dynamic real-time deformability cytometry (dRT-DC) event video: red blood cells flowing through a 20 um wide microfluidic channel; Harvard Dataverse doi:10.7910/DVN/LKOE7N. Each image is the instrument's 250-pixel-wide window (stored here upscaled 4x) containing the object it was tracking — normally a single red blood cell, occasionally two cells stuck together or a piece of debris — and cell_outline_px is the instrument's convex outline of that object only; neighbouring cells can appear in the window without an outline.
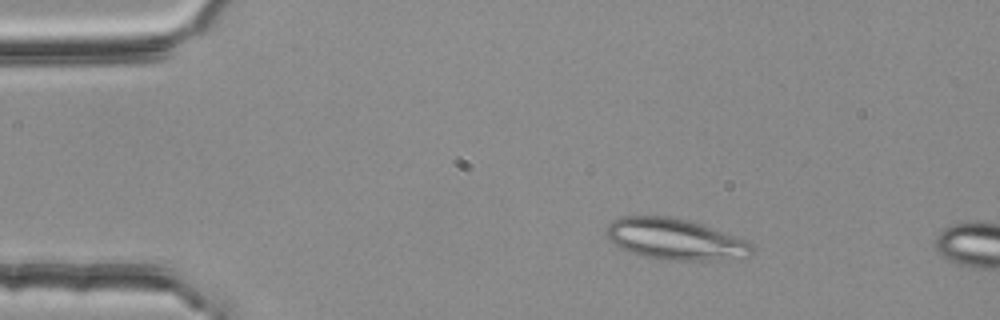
{"species": "common noctule bat (a hibernating species)", "species_latin": "Nyctalus noctula", "temperature_condition": "room temperature", "stored_images_in_passage": 6, "camera_frame_rate_fps": 3000, "um_per_image_px": 0.085, "animal": {"sex": "female", "body_mass_g": 25.1}, "frame": {"image": 1, "passage_image": 1, "time_ms": 0.0, "image_size_px": [1000, 320], "cell_outline_px": [[752, 256], [704, 260], [660, 260], [644, 256], [620, 248], [608, 240], [608, 224], [612, 220], [620, 216], [668, 216], [688, 220], [700, 224], [744, 240], [752, 244]], "centroid_in_image_um": [57.32, 20.33], "position_along_channel_um": 27.7, "area_um2": 34.39}}